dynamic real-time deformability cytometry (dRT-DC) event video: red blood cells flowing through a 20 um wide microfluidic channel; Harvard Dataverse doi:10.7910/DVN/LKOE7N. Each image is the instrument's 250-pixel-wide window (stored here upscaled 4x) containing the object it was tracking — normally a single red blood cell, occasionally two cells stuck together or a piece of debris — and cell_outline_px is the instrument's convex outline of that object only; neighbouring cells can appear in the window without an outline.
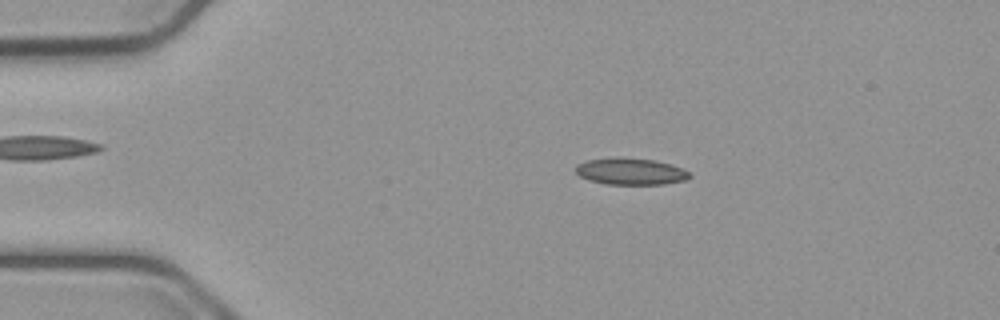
{"species": "common noctule bat (a hibernating species)", "species_latin": "Nyctalus noctula", "temperature_condition": "cold", "stored_images_in_passage": 53, "camera_frame_rate_fps": 3000, "um_per_image_px": 0.085, "animal": {"sex": "male", "body_mass_g": 23.1, "forearm_length_mm": 52.7}, "frame": {"image": 1, "passage_image": 9, "time_ms": 2.667, "image_size_px": [1000, 320], "cell_outline_px": [[692, 176], [684, 180], [664, 184], [604, 184], [588, 180], [580, 176], [576, 172], [576, 164], [584, 160], [620, 156], [656, 160], [680, 168], [688, 172]], "centroid_in_image_um": [53.54, 14.55], "position_along_channel_um": 31.5, "area_um2": 17.86}}
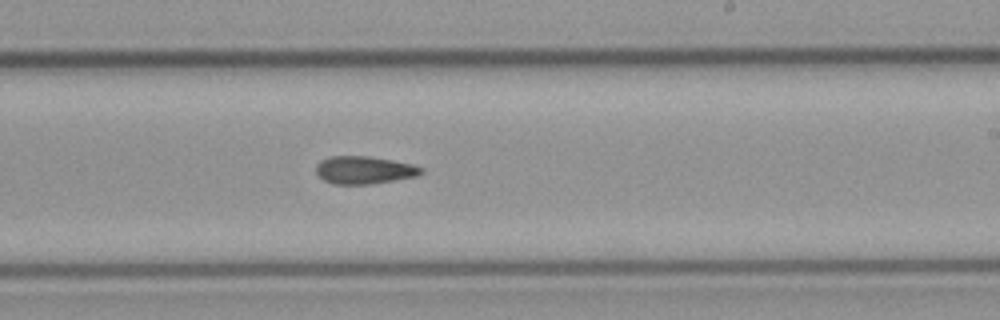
{"frame": {"image": 2, "passage_image": 31, "time_ms": 10.0, "image_size_px": [1000, 320], "cell_outline_px": [[424, 172], [416, 176], [372, 184], [332, 184], [324, 180], [316, 172], [316, 164], [320, 160], [332, 156], [368, 156], [392, 160], [412, 164], [424, 168]], "centroid_in_image_um": [30.96, 14.45], "position_along_channel_um": 258.0, "area_um2": 16.99}}
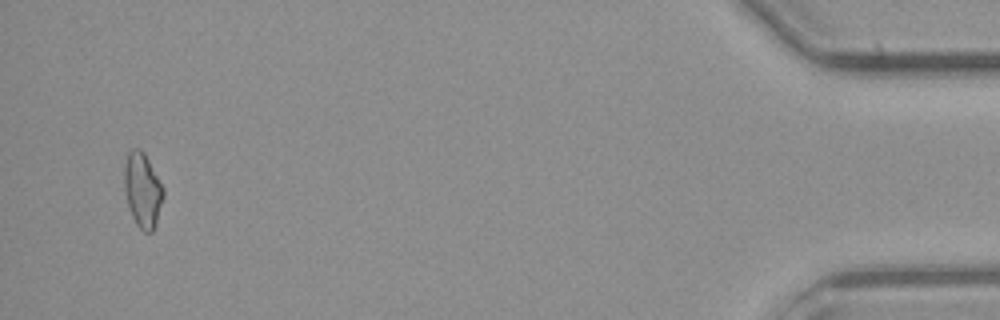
{"frame": {"image": 3, "passage_image": 51, "time_ms": 16.667, "image_size_px": [1000, 320], "cell_outline_px": [[164, 196], [156, 224], [152, 232], [144, 232], [136, 224], [132, 216], [128, 204], [124, 188], [124, 168], [128, 152], [132, 148], [140, 148], [144, 152], [164, 188]], "centroid_in_image_um": [12.12, 16.15], "position_along_channel_um": 423.1, "area_um2": 16.99}}